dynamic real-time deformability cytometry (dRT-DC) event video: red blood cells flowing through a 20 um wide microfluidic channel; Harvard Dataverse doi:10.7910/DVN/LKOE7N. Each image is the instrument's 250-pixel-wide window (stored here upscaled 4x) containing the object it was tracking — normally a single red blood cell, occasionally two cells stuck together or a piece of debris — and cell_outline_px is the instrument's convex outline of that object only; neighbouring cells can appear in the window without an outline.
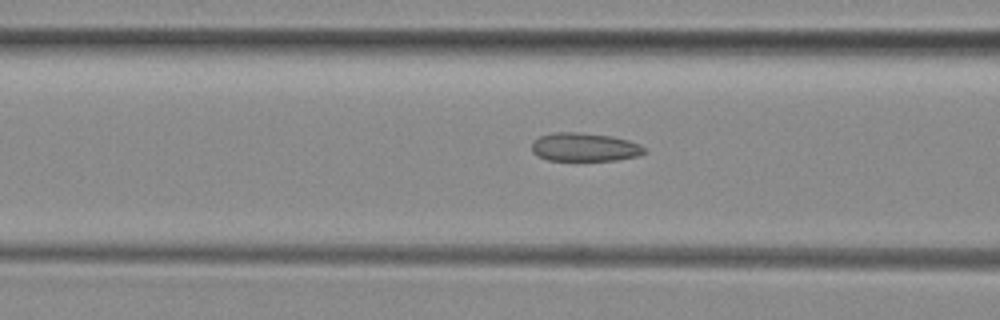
{"species": "common noctule bat (a hibernating species)", "species_latin": "Nyctalus noctula", "temperature_condition": "room temperature", "stored_images_in_passage": 24, "camera_frame_rate_fps": 3000, "um_per_image_px": 0.085, "animal": {"sex": "female", "body_mass_g": 29.2, "forearm_length_mm": 56.3}, "frame": {"image": 1, "passage_image": 12, "time_ms": 3.667, "image_size_px": [1000, 320], "cell_outline_px": [[648, 152], [640, 156], [616, 160], [548, 160], [532, 152], [532, 140], [540, 136], [552, 132], [580, 132], [612, 136], [628, 140], [640, 144]], "centroid_in_image_um": [49.71, 12.5], "position_along_channel_um": 116.9, "area_um2": 18.84}}
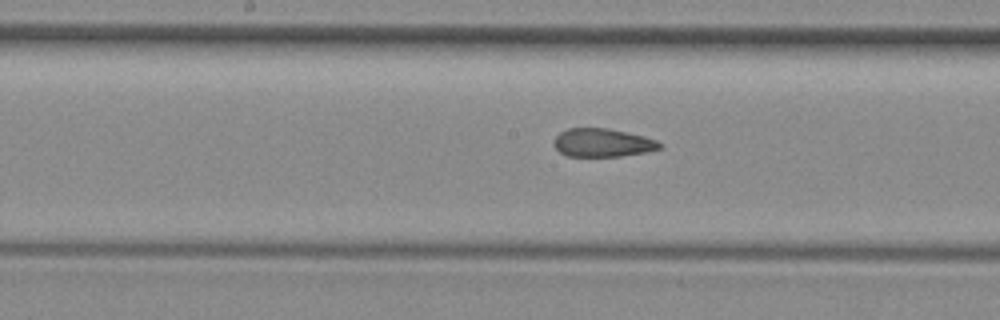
{"frame": {"image": 2, "passage_image": 18, "time_ms": 5.667, "image_size_px": [1000, 320], "cell_outline_px": [[664, 148], [644, 152], [620, 156], [568, 156], [560, 152], [552, 144], [552, 140], [560, 132], [568, 128], [608, 128], [628, 132], [644, 136], [656, 140], [664, 144]], "centroid_in_image_um": [51.23, 12.12], "position_along_channel_um": 197.0, "area_um2": 17.63}}
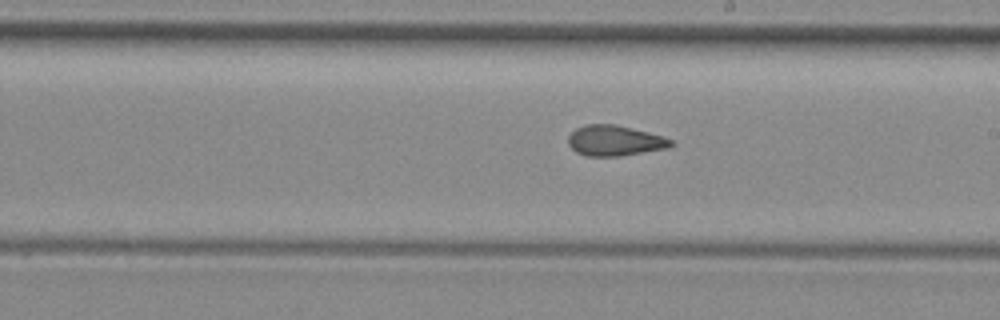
{"frame": {"image": 3, "passage_image": 21, "time_ms": 6.667, "image_size_px": [1000, 320], "cell_outline_px": [[676, 144], [668, 148], [620, 156], [584, 156], [576, 152], [568, 144], [568, 136], [576, 128], [588, 124], [616, 124], [664, 136], [672, 140]], "centroid_in_image_um": [52.27, 11.95], "position_along_channel_um": 236.7, "area_um2": 18.38}}